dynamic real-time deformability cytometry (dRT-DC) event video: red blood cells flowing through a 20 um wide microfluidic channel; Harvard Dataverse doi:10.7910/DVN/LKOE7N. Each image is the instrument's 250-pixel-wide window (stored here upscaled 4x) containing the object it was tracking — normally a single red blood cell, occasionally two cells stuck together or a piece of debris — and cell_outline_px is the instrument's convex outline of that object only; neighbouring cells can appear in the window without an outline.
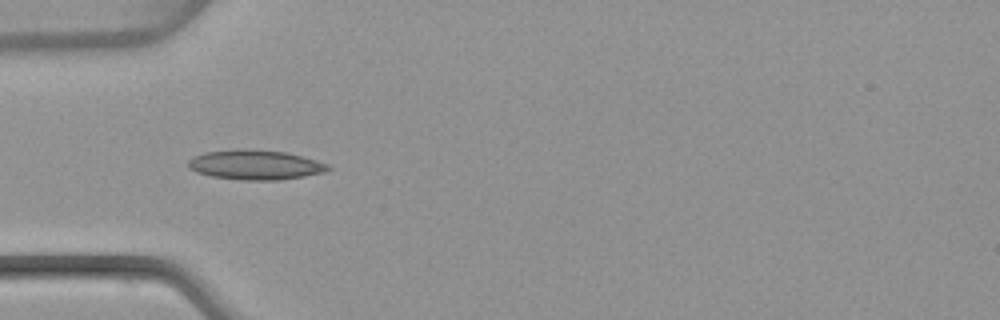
{"species": "common noctule bat (a hibernating species)", "species_latin": "Nyctalus noctula", "temperature_condition": "warm", "stored_images_in_passage": 35, "camera_frame_rate_fps": 3000, "um_per_image_px": 0.085, "animal": {"sex": "female", "body_mass_g": 22.7, "forearm_length_mm": 54.2}, "frame": {"image": 1, "passage_image": 1, "time_ms": 0.0, "image_size_px": [1000, 320], "cell_outline_px": [[332, 168], [324, 172], [304, 176], [280, 180], [244, 180], [212, 176], [196, 172], [188, 168], [188, 160], [192, 156], [204, 152], [240, 148], [244, 148], [284, 152], [316, 160], [328, 164]], "centroid_in_image_um": [21.66, 14.0], "position_along_channel_um": 63.3, "area_um2": 24.28}}
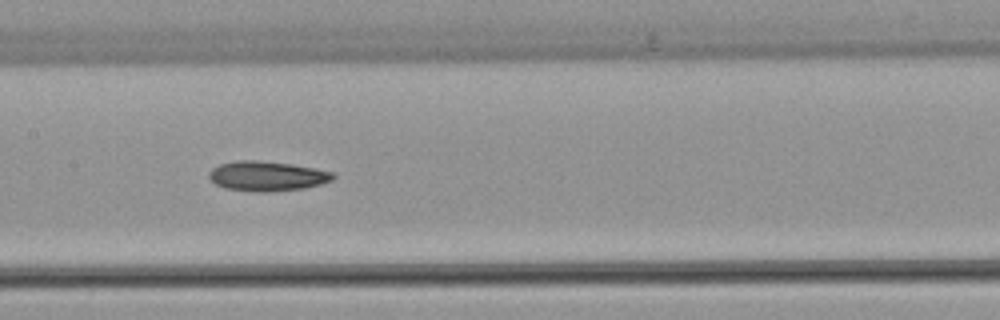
{"frame": {"image": 2, "passage_image": 10, "time_ms": 3.0, "image_size_px": [1000, 320], "cell_outline_px": [[336, 176], [332, 180], [320, 184], [304, 188], [268, 192], [260, 192], [224, 188], [216, 184], [208, 176], [208, 172], [212, 168], [220, 164], [236, 160], [256, 160], [292, 164], [332, 172]], "centroid_in_image_um": [22.67, 14.96], "position_along_channel_um": 184.7, "area_um2": 21.44}}
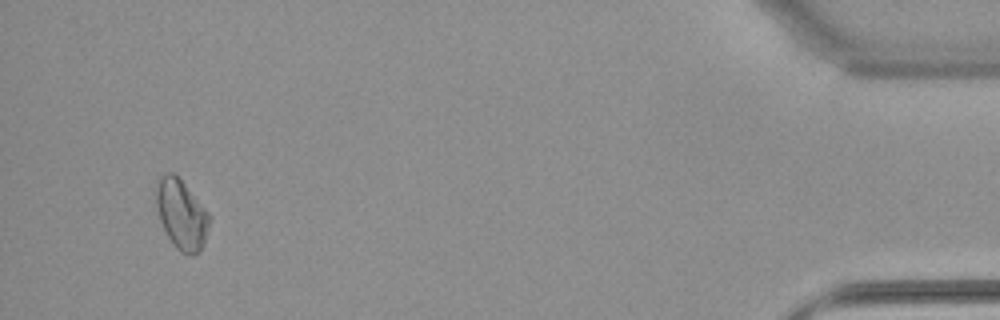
{"frame": {"image": 3, "passage_image": 33, "time_ms": 10.667, "image_size_px": [1000, 320], "cell_outline_px": [[212, 220], [204, 244], [192, 256], [180, 252], [176, 248], [168, 236], [160, 220], [156, 208], [156, 184], [160, 176], [164, 172], [172, 172], [184, 184], [212, 216]], "centroid_in_image_um": [15.44, 18.23], "position_along_channel_um": 419.8, "area_um2": 21.62}}